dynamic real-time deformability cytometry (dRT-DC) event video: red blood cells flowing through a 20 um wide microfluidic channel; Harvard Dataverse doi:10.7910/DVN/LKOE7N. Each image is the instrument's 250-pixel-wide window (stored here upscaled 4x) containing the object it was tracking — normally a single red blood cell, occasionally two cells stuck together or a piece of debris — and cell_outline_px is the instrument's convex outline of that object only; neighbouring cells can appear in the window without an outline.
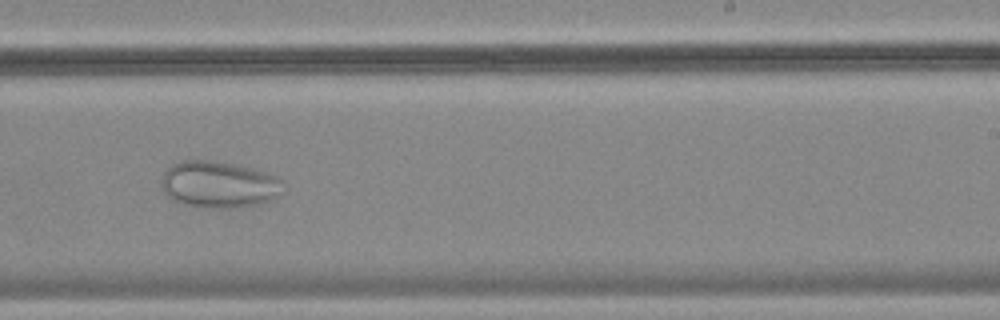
{"species": "common noctule bat (a hibernating species)", "species_latin": "Nyctalus noctula", "temperature_condition": "cold", "stored_images_in_passage": 51, "camera_frame_rate_fps": 3000, "um_per_image_px": 0.085, "animal": {"sex": "female", "body_mass_g": 18.4}, "frame": {"image": 1, "passage_image": 30, "time_ms": 9.667, "image_size_px": [1000, 320], "cell_outline_px": [[284, 180], [280, 192], [276, 196], [260, 204], [228, 208], [208, 208], [184, 204], [172, 200], [164, 192], [160, 184], [160, 180], [164, 172], [172, 164], [184, 160], [212, 160], [236, 164], [268, 172]], "centroid_in_image_um": [18.58, 15.67], "position_along_channel_um": 270.4, "area_um2": 33.29}}
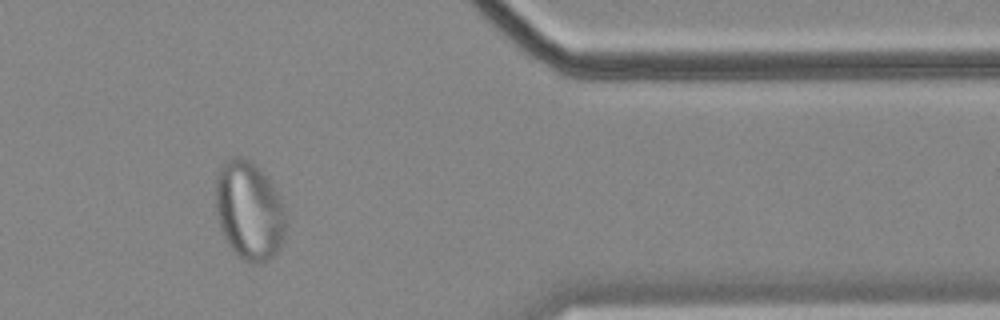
{"frame": {"image": 2, "passage_image": 42, "time_ms": 13.667, "image_size_px": [1000, 320], "cell_outline_px": [[288, 208], [284, 236], [276, 252], [268, 260], [260, 264], [256, 264], [244, 260], [228, 244], [220, 228], [216, 212], [216, 176], [220, 168], [232, 156], [240, 156], [248, 160], [260, 168]], "centroid_in_image_um": [21.2, 17.9], "position_along_channel_um": 390.2, "area_um2": 40.52}}
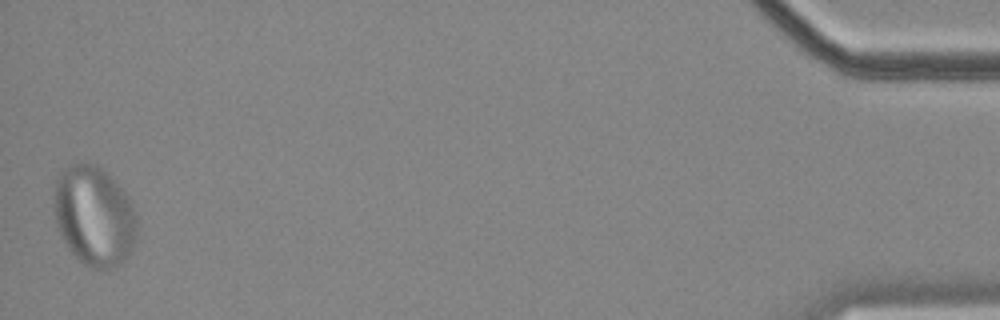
{"frame": {"image": 3, "passage_image": 51, "time_ms": 16.667, "image_size_px": [1000, 320], "cell_outline_px": [[136, 240], [128, 256], [120, 264], [108, 268], [92, 268], [84, 264], [68, 248], [56, 224], [56, 184], [60, 176], [72, 164], [80, 160], [84, 160], [96, 164], [124, 192], [132, 204], [136, 216]], "centroid_in_image_um": [8.04, 18.37], "position_along_channel_um": 427.2, "area_um2": 47.34}}